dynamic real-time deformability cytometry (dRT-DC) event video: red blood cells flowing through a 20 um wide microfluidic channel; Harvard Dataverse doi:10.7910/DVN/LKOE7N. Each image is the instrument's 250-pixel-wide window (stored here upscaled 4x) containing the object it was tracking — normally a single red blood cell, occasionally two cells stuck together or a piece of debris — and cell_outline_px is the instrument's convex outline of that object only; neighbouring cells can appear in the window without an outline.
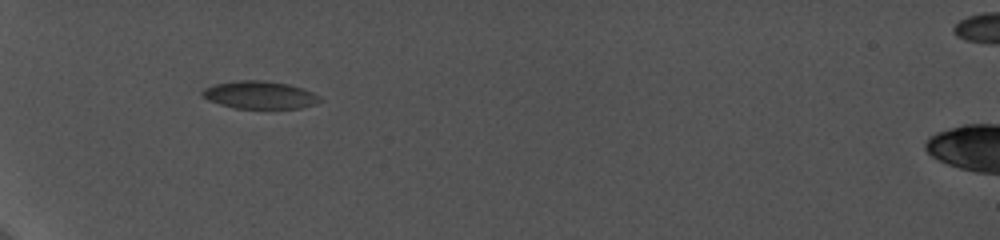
{"species": "common noctule bat (a hibernating species)", "species_latin": "Nyctalus noctula", "temperature_condition": "cold", "stored_images_in_passage": 45, "camera_frame_rate_fps": 5000, "um_per_image_px": 0.085, "animal": {"sex": "female", "body_mass_g": 19.0, "forearm_length_mm": 56.7}, "frame": {"image": 1, "passage_image": 1, "time_ms": 0.0, "image_size_px": [1000, 240], "cell_outline_px": [[324, 100], [316, 104], [300, 108], [236, 108], [220, 104], [208, 100], [200, 96], [200, 92], [204, 88], [212, 84], [236, 80], [264, 80], [288, 84], [304, 88], [320, 96]], "centroid_in_image_um": [22.07, 8.06], "position_along_channel_um": 62.9, "area_um2": 19.25}}
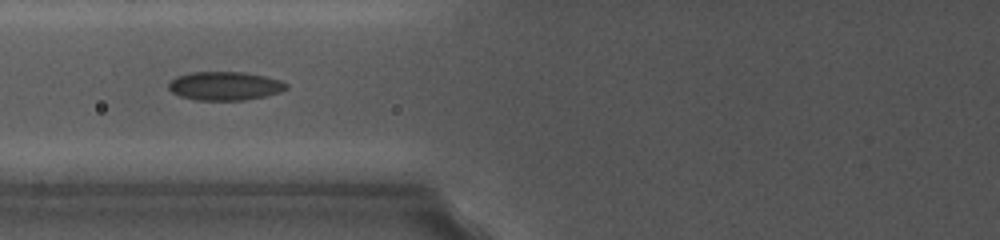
{"frame": {"image": 2, "passage_image": 10, "time_ms": 1.8, "image_size_px": [1000, 240], "cell_outline_px": [[288, 88], [280, 92], [264, 96], [244, 100], [196, 100], [180, 96], [172, 92], [168, 88], [168, 84], [176, 76], [188, 72], [244, 72], [264, 76], [280, 80], [288, 84]], "centroid_in_image_um": [19.1, 7.3], "position_along_channel_um": 106.7, "area_um2": 19.65}}
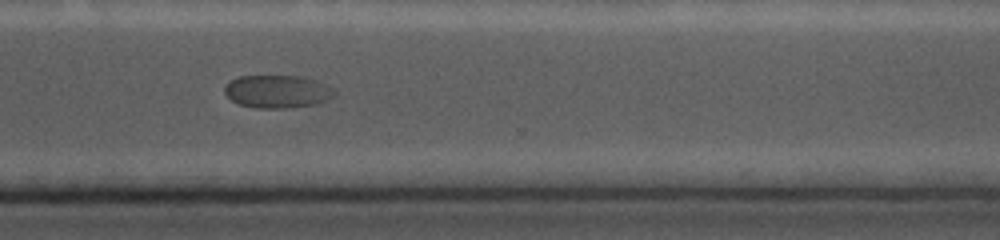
{"frame": {"image": 3, "passage_image": 35, "time_ms": 8.4, "image_size_px": [1000, 240], "cell_outline_px": [[336, 96], [328, 100], [316, 104], [288, 108], [256, 108], [240, 104], [232, 100], [224, 92], [224, 88], [232, 80], [240, 76], [300, 76], [316, 80], [328, 84], [336, 92]], "centroid_in_image_um": [23.64, 7.78], "position_along_channel_um": 347.0, "area_um2": 21.1}}